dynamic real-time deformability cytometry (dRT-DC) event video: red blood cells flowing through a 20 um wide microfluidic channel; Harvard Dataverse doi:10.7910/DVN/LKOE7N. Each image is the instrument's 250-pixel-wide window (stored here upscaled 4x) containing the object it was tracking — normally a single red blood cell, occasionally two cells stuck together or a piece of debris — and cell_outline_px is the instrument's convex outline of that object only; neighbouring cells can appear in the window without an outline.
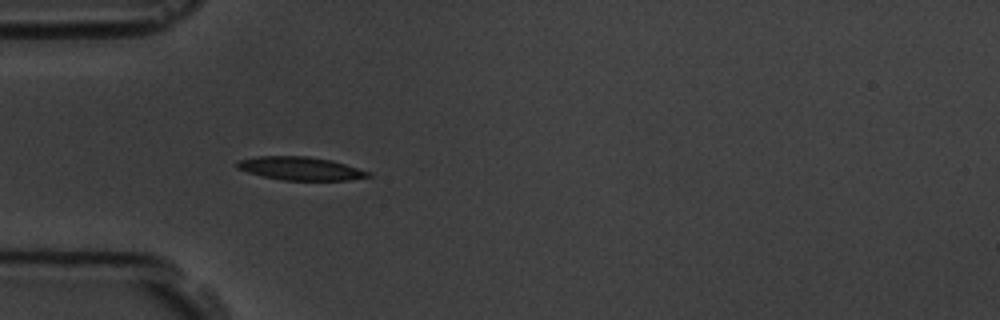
{"species": "common noctule bat (a hibernating species)", "species_latin": "Nyctalus noctula", "temperature_condition": "room temperature", "stored_images_in_passage": 4, "camera_frame_rate_fps": 3000, "um_per_image_px": 0.085, "animal": {"sex": "male", "body_mass_g": 19.5, "forearm_length_mm": 54.6}, "frame": {"image": 1, "passage_image": 4, "time_ms": 4.333, "image_size_px": [1000, 320], "cell_outline_px": [[372, 176], [348, 180], [284, 180], [264, 176], [248, 172], [236, 168], [236, 164], [240, 160], [256, 156], [308, 156], [332, 160], [372, 172]], "centroid_in_image_um": [25.57, 14.31], "position_along_channel_um": 59.4, "area_um2": 17.74}}